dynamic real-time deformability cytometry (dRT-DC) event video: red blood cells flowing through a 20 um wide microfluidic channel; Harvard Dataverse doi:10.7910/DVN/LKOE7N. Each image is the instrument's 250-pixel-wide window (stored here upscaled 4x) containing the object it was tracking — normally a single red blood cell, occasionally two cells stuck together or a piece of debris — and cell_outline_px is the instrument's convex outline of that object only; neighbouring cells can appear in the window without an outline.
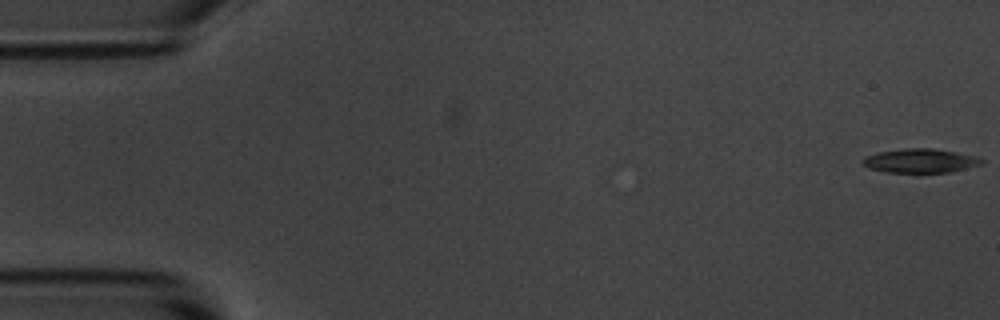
{"species": "common noctule bat (a hibernating species)", "species_latin": "Nyctalus noctula", "temperature_condition": "room temperature", "stored_images_in_passage": 56, "camera_frame_rate_fps": 3000, "um_per_image_px": 0.085, "animal": {"sex": "male", "body_mass_g": 20.1, "forearm_length_mm": 53.5}, "frame": {"image": 1, "passage_image": 1, "time_ms": 0.0, "image_size_px": [1000, 320], "cell_outline_px": [[984, 164], [952, 172], [916, 176], [884, 172], [868, 168], [860, 160], [864, 156], [876, 152], [904, 148], [932, 148], [956, 152], [976, 156], [984, 160]], "centroid_in_image_um": [78.2, 13.72], "position_along_channel_um": 6.8, "area_um2": 17.86}}
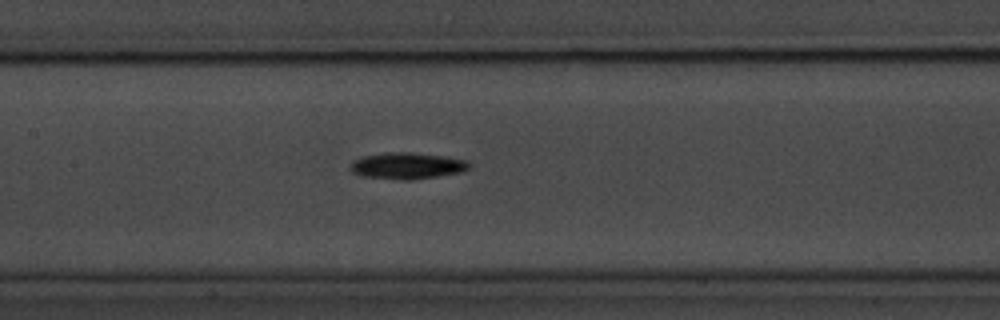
{"frame": {"image": 2, "passage_image": 26, "time_ms": 8.333, "image_size_px": [1000, 320], "cell_outline_px": [[468, 168], [460, 172], [412, 180], [400, 180], [360, 176], [352, 172], [348, 168], [352, 160], [360, 156], [388, 152], [408, 152], [444, 156], [468, 160]], "centroid_in_image_um": [34.51, 14.09], "position_along_channel_um": 172.9, "area_um2": 18.44}}
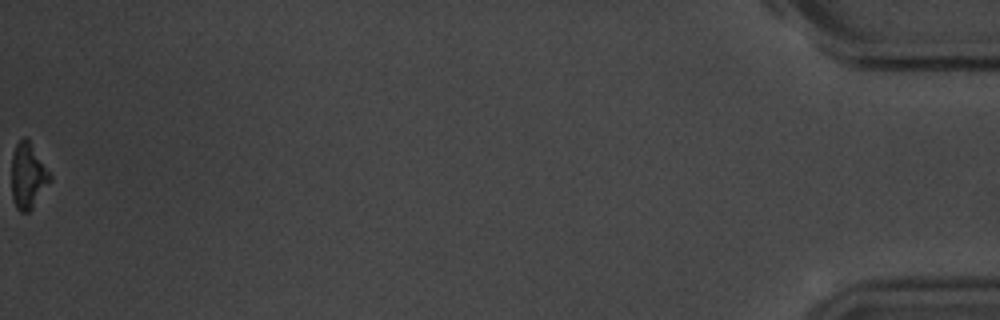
{"frame": {"image": 3, "passage_image": 56, "time_ms": 18.333, "image_size_px": [1000, 320], "cell_outline_px": [[52, 180], [32, 208], [28, 212], [20, 212], [16, 208], [12, 200], [12, 152], [16, 144], [24, 136], [28, 136], [52, 176]], "centroid_in_image_um": [2.38, 14.91], "position_along_channel_um": 432.8, "area_um2": 14.97}, "authors_computed_cell_mechanics": {"area_um2": 16.5308, "velocity_mm_per_s": 3.625, "shape_relaxation_time_tau1_ms": 1.699, "shape_relaxation_time_tau2_ms": null, "deformation_change_tau1": 0.1026, "deformation_change_tau2": null}}